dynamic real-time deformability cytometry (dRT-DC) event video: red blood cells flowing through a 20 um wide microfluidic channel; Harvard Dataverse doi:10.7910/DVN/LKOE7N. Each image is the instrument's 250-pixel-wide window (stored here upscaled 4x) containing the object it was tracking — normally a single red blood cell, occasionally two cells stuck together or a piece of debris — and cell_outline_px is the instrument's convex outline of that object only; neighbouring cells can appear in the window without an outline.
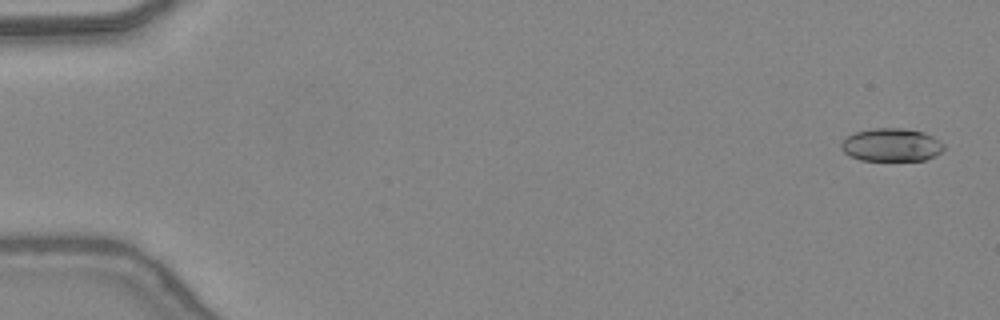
{"species": "common noctule bat (a hibernating species)", "species_latin": "Nyctalus noctula", "temperature_condition": "warm", "stored_images_in_passage": 2, "camera_frame_rate_fps": 3000, "um_per_image_px": 0.085, "animal": {"sex": "female", "body_mass_g": 24.6, "forearm_length_mm": 56.2}, "frame": {"image": 1, "passage_image": 2, "time_ms": 0.333, "image_size_px": [1000, 320], "cell_outline_px": [[944, 148], [940, 152], [924, 160], [860, 160], [848, 156], [840, 148], [840, 144], [848, 136], [856, 132], [872, 128], [904, 128], [924, 132], [940, 140], [944, 144]], "centroid_in_image_um": [75.75, 12.31], "position_along_channel_um": 9.2, "area_um2": 19.77}}